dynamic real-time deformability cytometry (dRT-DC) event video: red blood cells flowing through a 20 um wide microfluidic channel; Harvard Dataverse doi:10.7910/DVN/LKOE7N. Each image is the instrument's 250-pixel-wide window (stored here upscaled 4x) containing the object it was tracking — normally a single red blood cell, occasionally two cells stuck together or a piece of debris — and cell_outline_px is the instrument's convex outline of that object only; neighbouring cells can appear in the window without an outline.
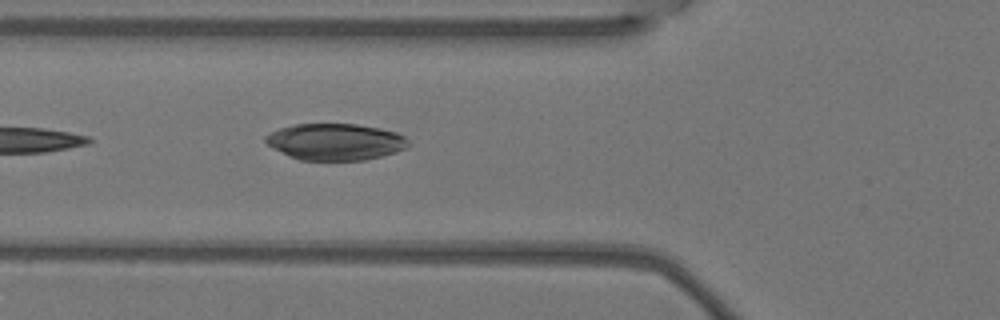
{"species": "Egyptian fruit bat (a non-hibernating species)", "species_latin": "Rousettus aegyptiacus", "temperature_condition": "warm", "stored_images_in_passage": 3, "camera_frame_rate_fps": 3000, "um_per_image_px": 0.085, "animal": {"sex": "female"}, "frame": {"image": 1, "passage_image": 3, "time_ms": 0.667, "image_size_px": [1000, 320], "cell_outline_px": [[412, 144], [408, 148], [396, 152], [364, 160], [300, 160], [288, 156], [268, 144], [264, 140], [264, 136], [280, 128], [296, 124], [356, 124], [380, 128], [396, 132], [404, 136]], "centroid_in_image_um": [28.54, 12.05], "position_along_channel_um": 97.3, "area_um2": 30.46}}